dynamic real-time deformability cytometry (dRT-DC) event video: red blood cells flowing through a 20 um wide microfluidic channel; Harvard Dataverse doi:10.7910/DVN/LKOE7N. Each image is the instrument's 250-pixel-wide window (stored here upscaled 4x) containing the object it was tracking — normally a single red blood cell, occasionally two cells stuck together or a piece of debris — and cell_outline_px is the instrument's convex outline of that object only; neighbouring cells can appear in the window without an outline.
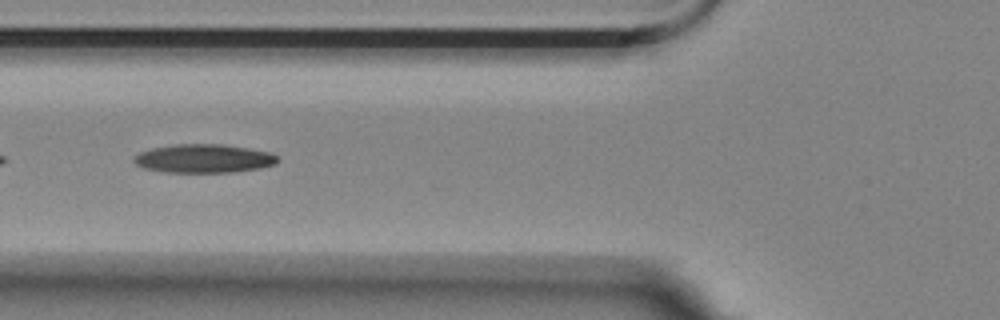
{"species": "Egyptian fruit bat (a non-hibernating species)", "species_latin": "Rousettus aegyptiacus", "temperature_condition": "room temperature", "stored_images_in_passage": 37, "camera_frame_rate_fps": 3000, "um_per_image_px": 0.085, "animal": {"sex": "female"}, "frame": {"image": 1, "passage_image": 5, "time_ms": 1.333, "image_size_px": [1000, 320], "cell_outline_px": [[280, 160], [276, 164], [260, 168], [232, 172], [164, 172], [144, 168], [136, 164], [132, 160], [132, 156], [140, 152], [152, 148], [176, 144], [220, 144], [248, 148], [268, 152], [276, 156]], "centroid_in_image_um": [17.29, 13.47], "position_along_channel_um": 108.5, "area_um2": 23.93}}
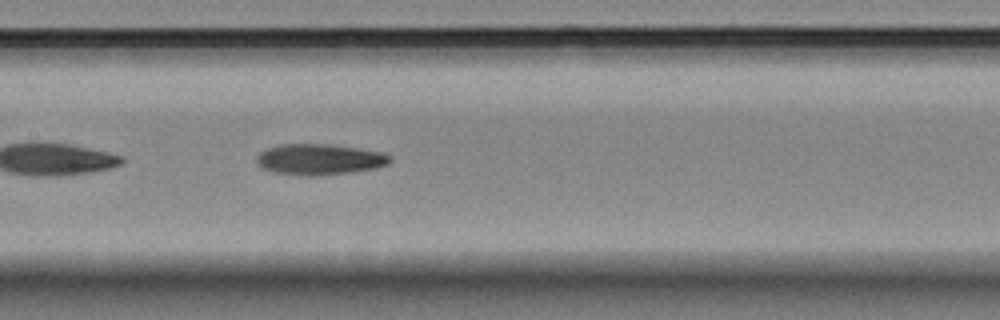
{"frame": {"image": 2, "passage_image": 11, "time_ms": 3.333, "image_size_px": [1000, 320], "cell_outline_px": [[392, 160], [388, 164], [376, 168], [348, 172], [312, 176], [308, 176], [276, 172], [264, 168], [256, 164], [256, 156], [260, 152], [268, 148], [280, 144], [328, 144], [356, 148], [380, 152], [392, 156]], "centroid_in_image_um": [27.15, 13.54], "position_along_channel_um": 180.3, "area_um2": 23.76}}
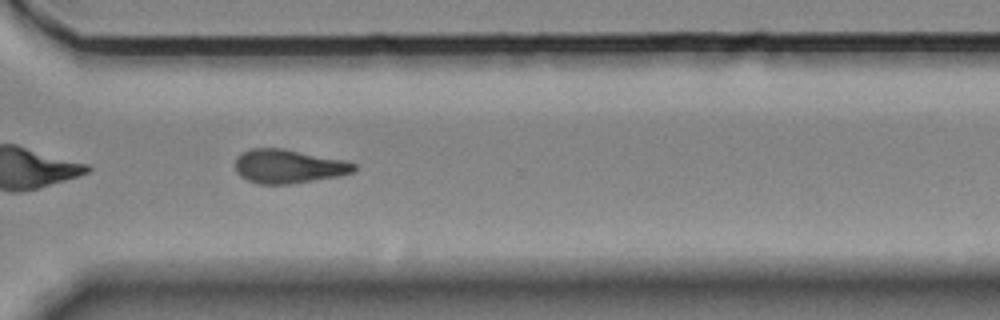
{"frame": {"image": 3, "passage_image": 25, "time_ms": 8.0, "image_size_px": [1000, 320], "cell_outline_px": [[356, 168], [352, 172], [336, 176], [292, 184], [256, 184], [240, 176], [236, 172], [236, 156], [240, 152], [252, 148], [284, 148], [344, 160], [356, 164]], "centroid_in_image_um": [24.47, 14.13], "position_along_channel_um": 346.1, "area_um2": 23.47}}